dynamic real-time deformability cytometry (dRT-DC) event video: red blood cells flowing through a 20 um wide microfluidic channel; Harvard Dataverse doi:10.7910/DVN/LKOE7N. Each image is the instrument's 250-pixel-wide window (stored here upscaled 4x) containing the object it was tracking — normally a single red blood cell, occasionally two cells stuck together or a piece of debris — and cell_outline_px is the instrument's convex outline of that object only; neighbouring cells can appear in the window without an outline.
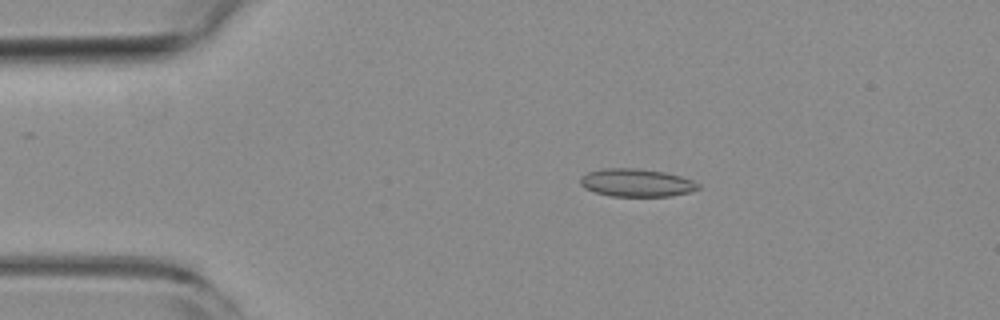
{"species": "common noctule bat (a hibernating species)", "species_latin": "Nyctalus noctula", "temperature_condition": "room temperature", "stored_images_in_passage": 46, "camera_frame_rate_fps": 3000, "um_per_image_px": 0.085, "animal": {"sex": "female", "body_mass_g": 19.3, "forearm_length_mm": 54.1}, "frame": {"image": 1, "passage_image": 11, "time_ms": 3.333, "image_size_px": [1000, 320], "cell_outline_px": [[700, 188], [688, 192], [672, 196], [612, 196], [596, 192], [584, 188], [580, 184], [580, 176], [588, 172], [600, 168], [636, 168], [664, 172], [680, 176], [692, 180], [700, 184]], "centroid_in_image_um": [54.08, 15.52], "position_along_channel_um": 30.9, "area_um2": 19.19}}
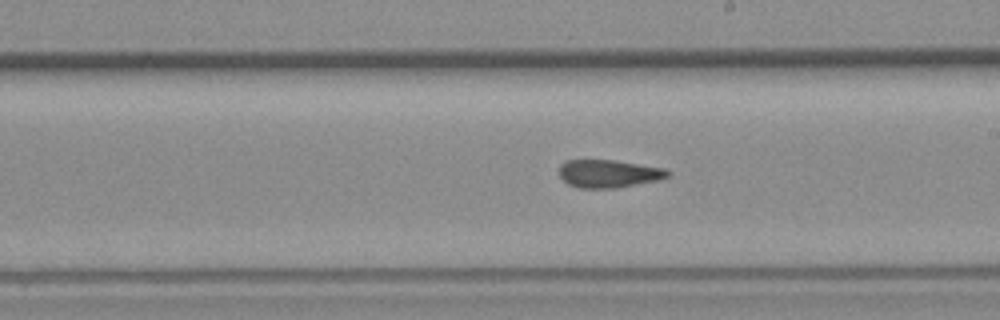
{"frame": {"image": 2, "passage_image": 31, "time_ms": 10.0, "image_size_px": [1000, 320], "cell_outline_px": [[672, 172], [668, 176], [660, 180], [616, 188], [580, 188], [568, 184], [560, 176], [560, 164], [564, 160], [612, 160], [664, 168]], "centroid_in_image_um": [51.74, 14.76], "position_along_channel_um": 237.3, "area_um2": 17.63}}
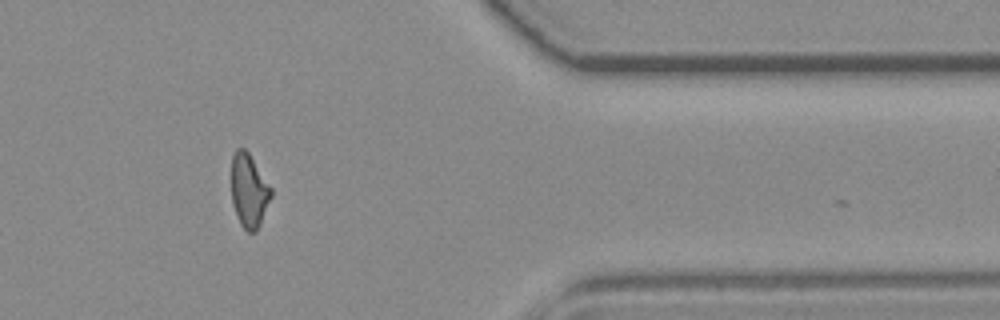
{"frame": {"image": 3, "passage_image": 45, "time_ms": 14.667, "image_size_px": [1000, 320], "cell_outline_px": [[272, 196], [260, 224], [256, 232], [248, 232], [240, 224], [232, 204], [232, 156], [236, 148], [244, 148], [248, 152], [272, 188]], "centroid_in_image_um": [21.17, 16.21], "position_along_channel_um": 390.2, "area_um2": 16.99}}